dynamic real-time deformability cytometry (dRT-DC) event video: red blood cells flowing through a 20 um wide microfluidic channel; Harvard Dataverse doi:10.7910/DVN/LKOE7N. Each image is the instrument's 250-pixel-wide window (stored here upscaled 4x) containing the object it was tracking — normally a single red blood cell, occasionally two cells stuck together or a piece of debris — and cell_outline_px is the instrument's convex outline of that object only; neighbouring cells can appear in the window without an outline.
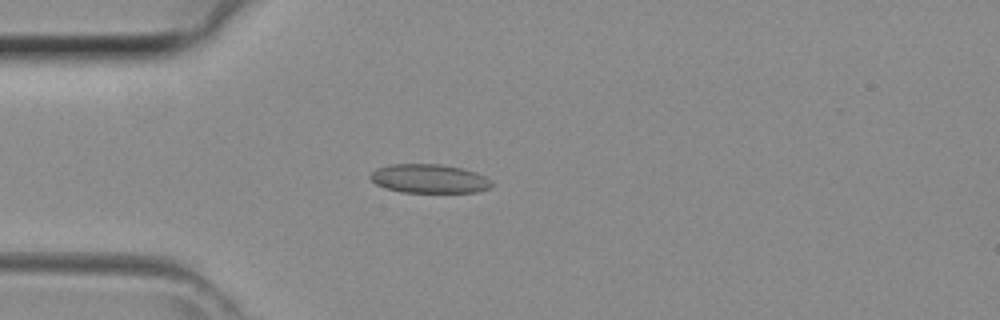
{"species": "common noctule bat (a hibernating species)", "species_latin": "Nyctalus noctula", "temperature_condition": "room temperature", "stored_images_in_passage": 41, "camera_frame_rate_fps": 3000, "um_per_image_px": 0.085, "animal": {"sex": "female", "body_mass_g": 29.2, "forearm_length_mm": 56.3}, "frame": {"image": 1, "passage_image": 10, "time_ms": 3.0, "image_size_px": [1000, 320], "cell_outline_px": [[492, 188], [476, 192], [400, 192], [384, 188], [376, 184], [368, 176], [376, 168], [392, 164], [440, 164], [460, 168], [476, 172], [492, 180]], "centroid_in_image_um": [36.48, 15.19], "position_along_channel_um": 48.5, "area_um2": 20.52}}
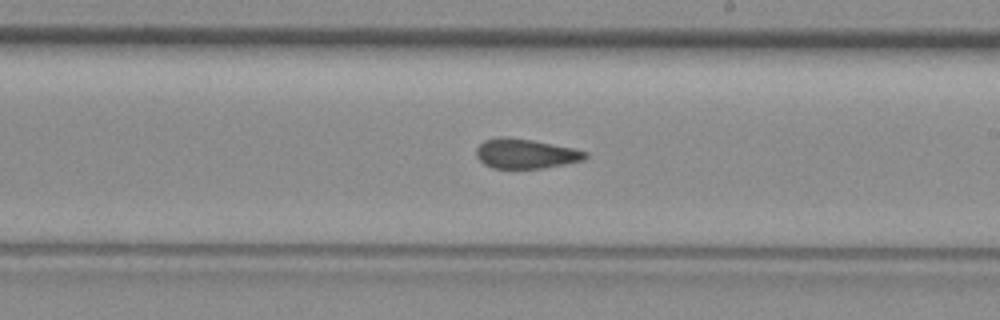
{"frame": {"image": 2, "passage_image": 23, "time_ms": 7.333, "image_size_px": [1000, 320], "cell_outline_px": [[588, 156], [584, 160], [544, 168], [492, 168], [484, 164], [476, 156], [476, 148], [484, 140], [500, 136], [504, 136], [532, 140], [572, 148], [588, 152]], "centroid_in_image_um": [44.66, 13.06], "position_along_channel_um": 244.3, "area_um2": 18.84}}
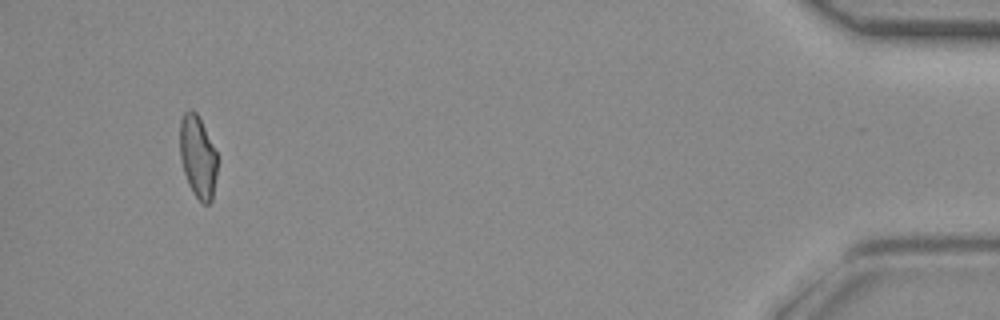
{"frame": {"image": 3, "passage_image": 39, "time_ms": 12.667, "image_size_px": [1000, 320], "cell_outline_px": [[220, 160], [212, 200], [208, 204], [204, 204], [192, 192], [188, 184], [180, 160], [180, 120], [184, 112], [196, 112], [220, 156]], "centroid_in_image_um": [16.86, 13.36], "position_along_channel_um": 418.3, "area_um2": 18.38}}